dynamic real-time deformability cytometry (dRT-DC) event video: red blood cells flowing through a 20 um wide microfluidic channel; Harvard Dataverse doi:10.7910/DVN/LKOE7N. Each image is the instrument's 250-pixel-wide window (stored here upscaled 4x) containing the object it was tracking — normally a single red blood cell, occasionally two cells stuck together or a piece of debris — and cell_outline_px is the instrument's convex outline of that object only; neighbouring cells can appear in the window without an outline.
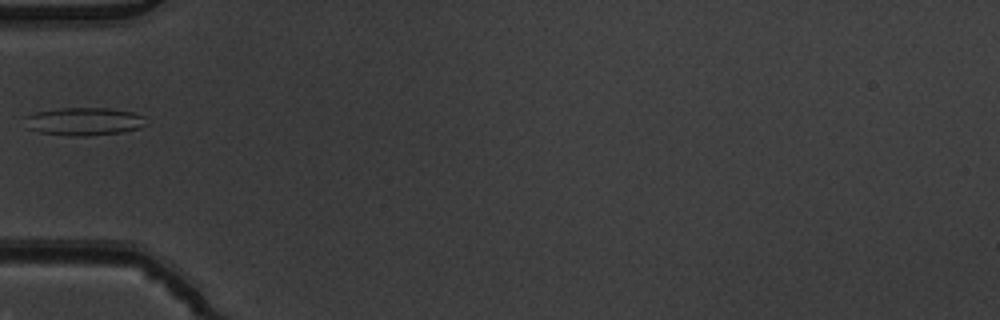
{"species": "common noctule bat (a hibernating species)", "species_latin": "Nyctalus noctula", "temperature_condition": "warm", "stored_images_in_passage": 6, "camera_frame_rate_fps": 3000, "um_per_image_px": 0.085, "animal": {"sex": "male", "body_mass_g": 19.5, "forearm_length_mm": 54.6}, "frame": {"image": 1, "passage_image": 6, "time_ms": 1.667, "image_size_px": [1000, 320], "cell_outline_px": [[148, 124], [140, 128], [120, 132], [88, 136], [72, 136], [40, 132], [24, 128], [24, 116], [36, 112], [60, 108], [108, 108], [132, 112], [148, 116]], "centroid_in_image_um": [7.16, 10.32], "position_along_channel_um": 77.8, "area_um2": 20.11}}